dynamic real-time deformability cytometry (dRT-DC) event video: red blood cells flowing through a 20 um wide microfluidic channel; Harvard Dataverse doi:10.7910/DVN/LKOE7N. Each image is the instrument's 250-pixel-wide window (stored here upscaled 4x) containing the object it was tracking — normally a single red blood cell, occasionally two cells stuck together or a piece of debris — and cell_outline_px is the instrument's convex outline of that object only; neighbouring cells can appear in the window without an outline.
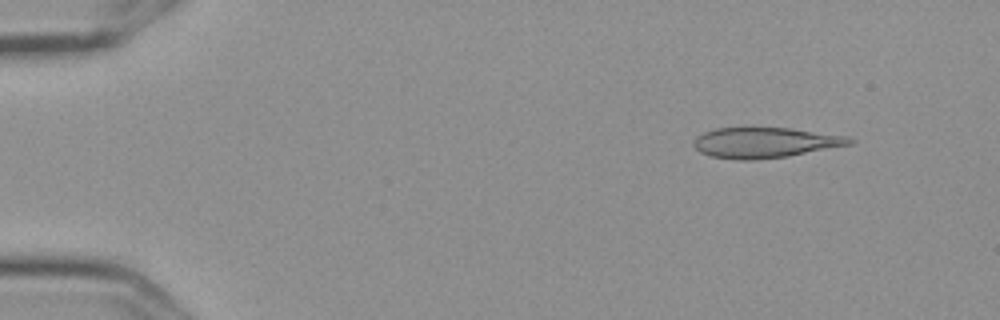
{"species": "Egyptian fruit bat (a non-hibernating species)", "species_latin": "Rousettus aegyptiacus", "temperature_condition": "cold", "stored_images_in_passage": 6, "camera_frame_rate_fps": 3000, "um_per_image_px": 0.085, "frame": {"image": 1, "passage_image": 2, "time_ms": 0.333, "image_size_px": [1000, 320], "cell_outline_px": [[856, 140], [852, 144], [788, 156], [756, 160], [736, 160], [712, 156], [700, 152], [692, 144], [696, 136], [704, 132], [716, 128], [788, 128], [848, 136]], "centroid_in_image_um": [65.02, 12.13], "position_along_channel_um": 20.0, "area_um2": 27.57}}
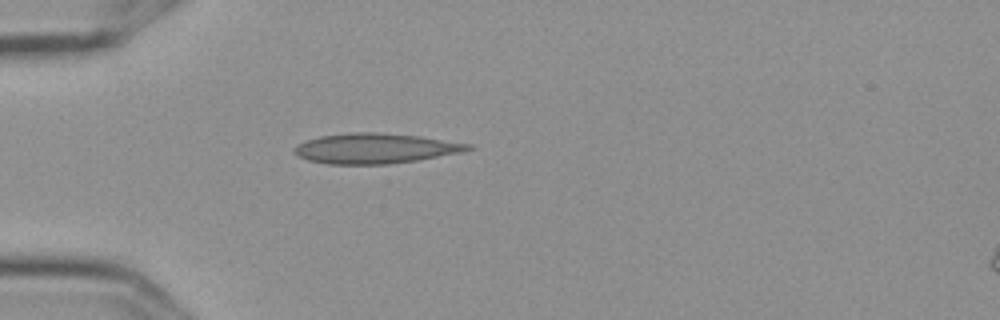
{"frame": {"image": 2, "passage_image": 5, "time_ms": 1.333, "image_size_px": [1000, 320], "cell_outline_px": [[476, 148], [460, 152], [420, 160], [388, 164], [328, 164], [308, 160], [292, 152], [292, 148], [296, 144], [320, 136], [348, 132], [376, 132], [416, 136], [472, 144]], "centroid_in_image_um": [31.87, 12.61], "position_along_channel_um": 53.1, "area_um2": 30.52}}